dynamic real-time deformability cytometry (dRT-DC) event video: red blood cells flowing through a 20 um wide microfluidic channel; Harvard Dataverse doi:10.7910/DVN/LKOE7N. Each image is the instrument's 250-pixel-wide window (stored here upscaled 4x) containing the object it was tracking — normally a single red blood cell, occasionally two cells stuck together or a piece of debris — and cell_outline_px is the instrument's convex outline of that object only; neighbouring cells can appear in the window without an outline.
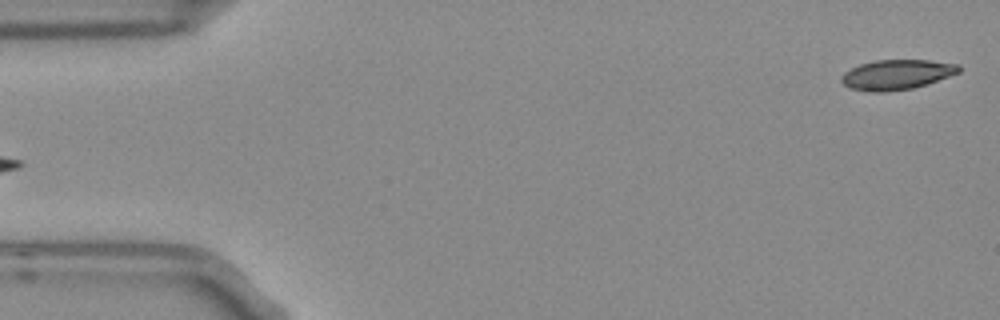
{"species": "Egyptian fruit bat (a non-hibernating species)", "species_latin": "Rousettus aegyptiacus", "temperature_condition": "room temperature", "stored_images_in_passage": 6, "segment_of_instrument_passage": [2, 2], "camera_frame_rate_fps": 3000, "um_per_image_px": 0.085, "frame": {"image": 1, "passage_image": 6, "time_ms": 1.667, "image_size_px": [1000, 320], "cell_outline_px": [[960, 72], [912, 88], [884, 92], [876, 92], [852, 88], [844, 84], [840, 80], [840, 76], [844, 72], [860, 64], [876, 60], [928, 60], [960, 64]], "centroid_in_image_um": [76.21, 6.33], "position_along_channel_um": 8.8, "area_um2": 20.17}}